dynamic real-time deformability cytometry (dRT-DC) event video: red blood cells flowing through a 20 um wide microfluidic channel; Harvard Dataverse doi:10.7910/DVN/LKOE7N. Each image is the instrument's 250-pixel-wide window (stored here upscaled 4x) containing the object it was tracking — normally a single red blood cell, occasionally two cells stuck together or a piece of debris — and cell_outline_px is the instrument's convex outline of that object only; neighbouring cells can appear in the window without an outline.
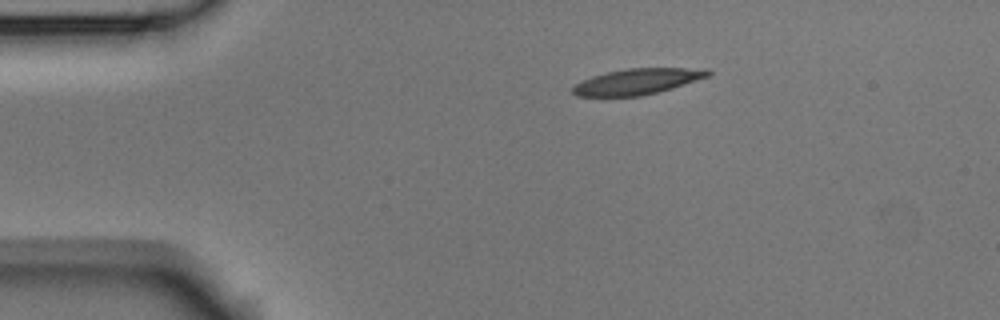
{"species": "Egyptian fruit bat (a non-hibernating species)", "species_latin": "Rousettus aegyptiacus", "temperature_condition": "room temperature", "stored_images_in_passage": 44, "camera_frame_rate_fps": 3000, "um_per_image_px": 0.085, "animal": {"sex": "male"}, "frame": {"image": 1, "passage_image": 1, "time_ms": 0.0, "image_size_px": [1000, 320], "cell_outline_px": [[712, 72], [708, 76], [672, 88], [640, 96], [576, 96], [572, 92], [572, 88], [580, 80], [592, 76], [608, 72], [628, 68], [708, 68]], "centroid_in_image_um": [54.16, 6.92], "position_along_channel_um": 30.8, "area_um2": 20.23}}
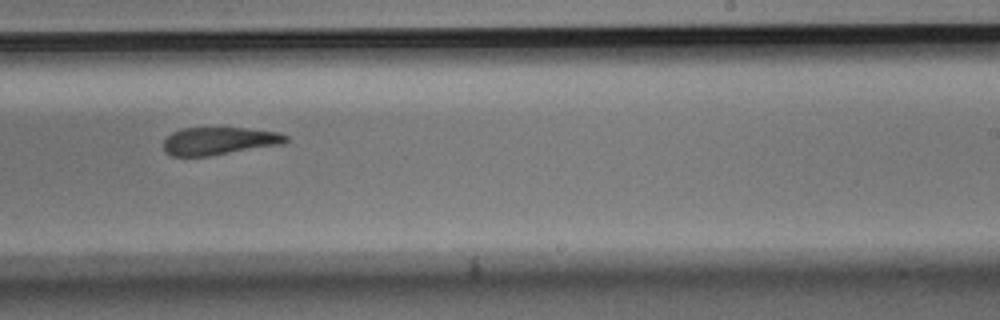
{"frame": {"image": 2, "passage_image": 24, "time_ms": 7.667, "image_size_px": [1000, 320], "cell_outline_px": [[288, 140], [284, 144], [208, 156], [172, 156], [164, 152], [164, 140], [172, 132], [180, 128], [244, 128], [280, 132], [288, 136]], "centroid_in_image_um": [18.63, 11.98], "position_along_channel_um": 270.4, "area_um2": 19.83}}
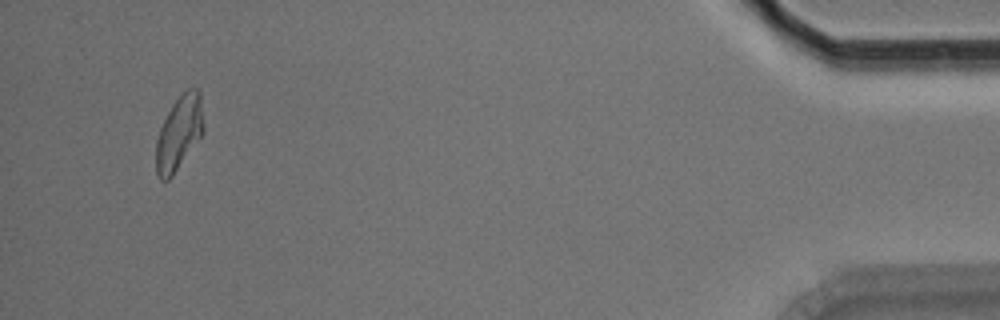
{"frame": {"image": 3, "passage_image": 42, "time_ms": 13.667, "image_size_px": [1000, 320], "cell_outline_px": [[204, 132], [172, 176], [168, 180], [160, 180], [156, 172], [156, 140], [160, 128], [172, 104], [188, 88], [200, 88], [204, 124]], "centroid_in_image_um": [15.23, 11.28], "position_along_channel_um": 420.0, "area_um2": 20.52}, "authors_computed_cell_mechanics": {"area_um2": 21.1259, "velocity_mm_per_s": 3.7513, "shape_relaxation_time_tau1_ms": null, "shape_relaxation_time_tau2_ms": 3.798, "deformation_change_tau1": null, "deformation_change_tau2": 0.1292}}